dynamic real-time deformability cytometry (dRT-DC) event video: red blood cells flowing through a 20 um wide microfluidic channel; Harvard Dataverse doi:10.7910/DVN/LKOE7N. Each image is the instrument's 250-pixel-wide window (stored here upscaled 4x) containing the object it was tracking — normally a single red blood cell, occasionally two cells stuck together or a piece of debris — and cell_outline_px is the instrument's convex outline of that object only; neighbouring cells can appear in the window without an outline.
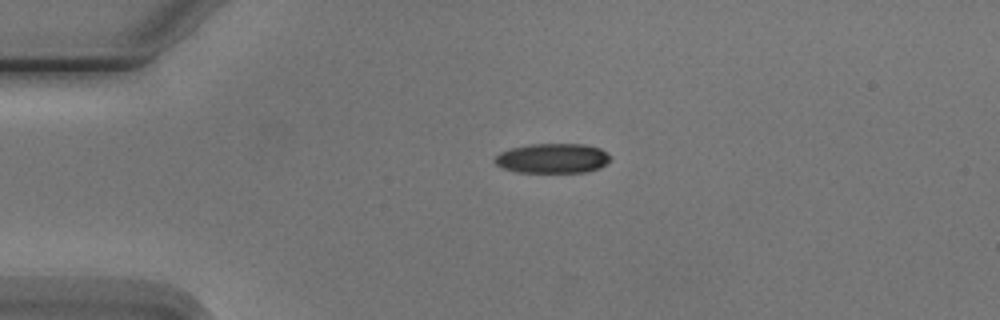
{"species": "Egyptian fruit bat (a non-hibernating species)", "species_latin": "Rousettus aegyptiacus", "temperature_condition": "cold", "stored_images_in_passage": 2, "camera_frame_rate_fps": 3000, "um_per_image_px": 0.085, "animal": {"sex": "male"}, "frame": {"image": 1, "passage_image": 1, "time_ms": 0.0, "image_size_px": [1000, 320], "cell_outline_px": [[612, 156], [600, 168], [584, 172], [516, 172], [504, 168], [496, 164], [492, 160], [500, 152], [512, 148], [532, 144], [584, 144], [600, 148], [608, 152]], "centroid_in_image_um": [46.98, 13.45], "position_along_channel_um": 38.0, "area_um2": 20.0}}
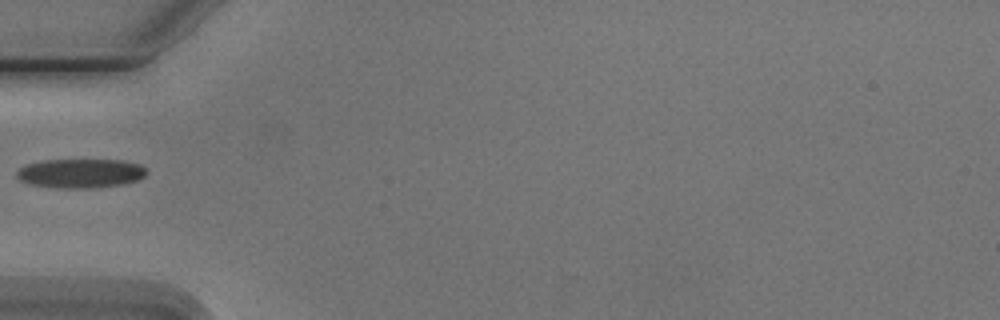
{"frame": {"image": 2, "passage_image": 2, "time_ms": 2.0, "image_size_px": [1000, 320], "cell_outline_px": [[148, 172], [144, 176], [136, 180], [124, 184], [92, 188], [56, 188], [32, 184], [20, 180], [16, 176], [16, 172], [24, 164], [44, 160], [124, 160], [140, 164]], "centroid_in_image_um": [6.84, 14.73], "position_along_channel_um": 78.2, "area_um2": 22.14}}